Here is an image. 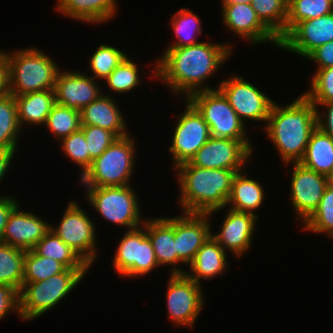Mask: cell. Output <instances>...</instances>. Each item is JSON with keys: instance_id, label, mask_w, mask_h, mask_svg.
Returning <instances> with one entry per match:
<instances>
[{"instance_id": "1", "label": "cell", "mask_w": 333, "mask_h": 333, "mask_svg": "<svg viewBox=\"0 0 333 333\" xmlns=\"http://www.w3.org/2000/svg\"><path fill=\"white\" fill-rule=\"evenodd\" d=\"M229 43L200 42L187 47L167 48L154 66V75L165 82L172 92L183 94L185 100L192 94L213 90L203 84L224 61L230 58Z\"/></svg>"}, {"instance_id": "2", "label": "cell", "mask_w": 333, "mask_h": 333, "mask_svg": "<svg viewBox=\"0 0 333 333\" xmlns=\"http://www.w3.org/2000/svg\"><path fill=\"white\" fill-rule=\"evenodd\" d=\"M266 123L265 133L282 162L285 165L300 162L310 136L317 128L316 106L304 94L284 107L274 101Z\"/></svg>"}, {"instance_id": "3", "label": "cell", "mask_w": 333, "mask_h": 333, "mask_svg": "<svg viewBox=\"0 0 333 333\" xmlns=\"http://www.w3.org/2000/svg\"><path fill=\"white\" fill-rule=\"evenodd\" d=\"M180 188L179 204L186 213L208 215L226 208L235 174L243 170L200 168L189 162L175 167Z\"/></svg>"}, {"instance_id": "4", "label": "cell", "mask_w": 333, "mask_h": 333, "mask_svg": "<svg viewBox=\"0 0 333 333\" xmlns=\"http://www.w3.org/2000/svg\"><path fill=\"white\" fill-rule=\"evenodd\" d=\"M7 56L12 96L54 89L60 68L50 56L33 47L7 52Z\"/></svg>"}, {"instance_id": "5", "label": "cell", "mask_w": 333, "mask_h": 333, "mask_svg": "<svg viewBox=\"0 0 333 333\" xmlns=\"http://www.w3.org/2000/svg\"><path fill=\"white\" fill-rule=\"evenodd\" d=\"M89 269H65L46 280L22 285L19 291V317L34 320L55 307L84 278Z\"/></svg>"}, {"instance_id": "6", "label": "cell", "mask_w": 333, "mask_h": 333, "mask_svg": "<svg viewBox=\"0 0 333 333\" xmlns=\"http://www.w3.org/2000/svg\"><path fill=\"white\" fill-rule=\"evenodd\" d=\"M129 134L117 138L80 177L84 187H111L131 185L135 159V140Z\"/></svg>"}, {"instance_id": "7", "label": "cell", "mask_w": 333, "mask_h": 333, "mask_svg": "<svg viewBox=\"0 0 333 333\" xmlns=\"http://www.w3.org/2000/svg\"><path fill=\"white\" fill-rule=\"evenodd\" d=\"M86 188L88 203L103 219L127 230L143 225L138 196L131 185Z\"/></svg>"}, {"instance_id": "8", "label": "cell", "mask_w": 333, "mask_h": 333, "mask_svg": "<svg viewBox=\"0 0 333 333\" xmlns=\"http://www.w3.org/2000/svg\"><path fill=\"white\" fill-rule=\"evenodd\" d=\"M186 100L208 124L211 137L250 140L246 135V124L240 120L218 88L196 92Z\"/></svg>"}, {"instance_id": "9", "label": "cell", "mask_w": 333, "mask_h": 333, "mask_svg": "<svg viewBox=\"0 0 333 333\" xmlns=\"http://www.w3.org/2000/svg\"><path fill=\"white\" fill-rule=\"evenodd\" d=\"M115 252L112 266L124 277H142L159 267L146 233V219L142 226L125 232Z\"/></svg>"}, {"instance_id": "10", "label": "cell", "mask_w": 333, "mask_h": 333, "mask_svg": "<svg viewBox=\"0 0 333 333\" xmlns=\"http://www.w3.org/2000/svg\"><path fill=\"white\" fill-rule=\"evenodd\" d=\"M69 203L59 226L50 225V231L71 247L89 267H92L97 258L95 223L91 221L87 212L80 208L78 202Z\"/></svg>"}, {"instance_id": "11", "label": "cell", "mask_w": 333, "mask_h": 333, "mask_svg": "<svg viewBox=\"0 0 333 333\" xmlns=\"http://www.w3.org/2000/svg\"><path fill=\"white\" fill-rule=\"evenodd\" d=\"M169 277L166 288L168 317L175 326L193 327L203 308L202 286L186 274H171Z\"/></svg>"}, {"instance_id": "12", "label": "cell", "mask_w": 333, "mask_h": 333, "mask_svg": "<svg viewBox=\"0 0 333 333\" xmlns=\"http://www.w3.org/2000/svg\"><path fill=\"white\" fill-rule=\"evenodd\" d=\"M249 141L211 137L189 163L200 168L244 170L254 151Z\"/></svg>"}, {"instance_id": "13", "label": "cell", "mask_w": 333, "mask_h": 333, "mask_svg": "<svg viewBox=\"0 0 333 333\" xmlns=\"http://www.w3.org/2000/svg\"><path fill=\"white\" fill-rule=\"evenodd\" d=\"M217 88L244 124V119L264 122L268 120L274 102L243 77L233 74L229 79L222 80Z\"/></svg>"}, {"instance_id": "14", "label": "cell", "mask_w": 333, "mask_h": 333, "mask_svg": "<svg viewBox=\"0 0 333 333\" xmlns=\"http://www.w3.org/2000/svg\"><path fill=\"white\" fill-rule=\"evenodd\" d=\"M185 110L178 115L174 129L172 153L174 167L189 162L195 153L211 138L210 127L198 111L185 100Z\"/></svg>"}, {"instance_id": "15", "label": "cell", "mask_w": 333, "mask_h": 333, "mask_svg": "<svg viewBox=\"0 0 333 333\" xmlns=\"http://www.w3.org/2000/svg\"><path fill=\"white\" fill-rule=\"evenodd\" d=\"M291 179V203L297 220L304 223L317 209L329 184L328 177L313 171L299 162H293Z\"/></svg>"}, {"instance_id": "16", "label": "cell", "mask_w": 333, "mask_h": 333, "mask_svg": "<svg viewBox=\"0 0 333 333\" xmlns=\"http://www.w3.org/2000/svg\"><path fill=\"white\" fill-rule=\"evenodd\" d=\"M333 41V12L298 22L281 40L279 49L307 58L315 49Z\"/></svg>"}, {"instance_id": "17", "label": "cell", "mask_w": 333, "mask_h": 333, "mask_svg": "<svg viewBox=\"0 0 333 333\" xmlns=\"http://www.w3.org/2000/svg\"><path fill=\"white\" fill-rule=\"evenodd\" d=\"M207 213H186L174 217L177 264H191L196 253L211 236L212 227Z\"/></svg>"}, {"instance_id": "18", "label": "cell", "mask_w": 333, "mask_h": 333, "mask_svg": "<svg viewBox=\"0 0 333 333\" xmlns=\"http://www.w3.org/2000/svg\"><path fill=\"white\" fill-rule=\"evenodd\" d=\"M222 21L235 35L252 44L270 42L280 46V40L261 22L251 4H221Z\"/></svg>"}, {"instance_id": "19", "label": "cell", "mask_w": 333, "mask_h": 333, "mask_svg": "<svg viewBox=\"0 0 333 333\" xmlns=\"http://www.w3.org/2000/svg\"><path fill=\"white\" fill-rule=\"evenodd\" d=\"M92 76L74 71H59L54 92L56 103L82 110L102 93L100 85Z\"/></svg>"}, {"instance_id": "20", "label": "cell", "mask_w": 333, "mask_h": 333, "mask_svg": "<svg viewBox=\"0 0 333 333\" xmlns=\"http://www.w3.org/2000/svg\"><path fill=\"white\" fill-rule=\"evenodd\" d=\"M258 218L257 214L230 209L223 219L218 234L211 233V236L225 251L229 250L239 258L251 247Z\"/></svg>"}, {"instance_id": "21", "label": "cell", "mask_w": 333, "mask_h": 333, "mask_svg": "<svg viewBox=\"0 0 333 333\" xmlns=\"http://www.w3.org/2000/svg\"><path fill=\"white\" fill-rule=\"evenodd\" d=\"M18 205L10 214L5 226L2 243L32 250L34 246L50 231L49 223L32 212L20 211Z\"/></svg>"}, {"instance_id": "22", "label": "cell", "mask_w": 333, "mask_h": 333, "mask_svg": "<svg viewBox=\"0 0 333 333\" xmlns=\"http://www.w3.org/2000/svg\"><path fill=\"white\" fill-rule=\"evenodd\" d=\"M146 233L155 252L158 265H174L171 274H185L187 271L178 268L176 240H174V217L146 219ZM177 267V268H176Z\"/></svg>"}, {"instance_id": "23", "label": "cell", "mask_w": 333, "mask_h": 333, "mask_svg": "<svg viewBox=\"0 0 333 333\" xmlns=\"http://www.w3.org/2000/svg\"><path fill=\"white\" fill-rule=\"evenodd\" d=\"M118 107L110 95L101 94L80 111L81 125L101 127L113 132L118 138L127 136L126 123Z\"/></svg>"}, {"instance_id": "24", "label": "cell", "mask_w": 333, "mask_h": 333, "mask_svg": "<svg viewBox=\"0 0 333 333\" xmlns=\"http://www.w3.org/2000/svg\"><path fill=\"white\" fill-rule=\"evenodd\" d=\"M226 254V251L210 236L189 265L190 272L185 274L200 285H202L201 279L211 280L217 275L225 274L230 266Z\"/></svg>"}, {"instance_id": "25", "label": "cell", "mask_w": 333, "mask_h": 333, "mask_svg": "<svg viewBox=\"0 0 333 333\" xmlns=\"http://www.w3.org/2000/svg\"><path fill=\"white\" fill-rule=\"evenodd\" d=\"M17 105L18 122L21 128L24 124L45 125L51 109L56 104L54 89L30 92L14 96Z\"/></svg>"}, {"instance_id": "26", "label": "cell", "mask_w": 333, "mask_h": 333, "mask_svg": "<svg viewBox=\"0 0 333 333\" xmlns=\"http://www.w3.org/2000/svg\"><path fill=\"white\" fill-rule=\"evenodd\" d=\"M58 11L80 22L101 24L117 13V0H67Z\"/></svg>"}, {"instance_id": "27", "label": "cell", "mask_w": 333, "mask_h": 333, "mask_svg": "<svg viewBox=\"0 0 333 333\" xmlns=\"http://www.w3.org/2000/svg\"><path fill=\"white\" fill-rule=\"evenodd\" d=\"M243 173L239 171L235 174L226 207L230 206L229 209L255 214L254 211L263 204L264 189L257 182L258 180L247 178Z\"/></svg>"}, {"instance_id": "28", "label": "cell", "mask_w": 333, "mask_h": 333, "mask_svg": "<svg viewBox=\"0 0 333 333\" xmlns=\"http://www.w3.org/2000/svg\"><path fill=\"white\" fill-rule=\"evenodd\" d=\"M299 163L329 177L333 171V138L317 127L312 132L305 154Z\"/></svg>"}, {"instance_id": "29", "label": "cell", "mask_w": 333, "mask_h": 333, "mask_svg": "<svg viewBox=\"0 0 333 333\" xmlns=\"http://www.w3.org/2000/svg\"><path fill=\"white\" fill-rule=\"evenodd\" d=\"M32 250L39 256L62 263L67 269H90L78 254L52 231H49Z\"/></svg>"}, {"instance_id": "30", "label": "cell", "mask_w": 333, "mask_h": 333, "mask_svg": "<svg viewBox=\"0 0 333 333\" xmlns=\"http://www.w3.org/2000/svg\"><path fill=\"white\" fill-rule=\"evenodd\" d=\"M26 250L0 243V284L11 285L20 291L24 278Z\"/></svg>"}, {"instance_id": "31", "label": "cell", "mask_w": 333, "mask_h": 333, "mask_svg": "<svg viewBox=\"0 0 333 333\" xmlns=\"http://www.w3.org/2000/svg\"><path fill=\"white\" fill-rule=\"evenodd\" d=\"M261 22L279 39L286 35L288 0H252Z\"/></svg>"}, {"instance_id": "32", "label": "cell", "mask_w": 333, "mask_h": 333, "mask_svg": "<svg viewBox=\"0 0 333 333\" xmlns=\"http://www.w3.org/2000/svg\"><path fill=\"white\" fill-rule=\"evenodd\" d=\"M20 130L16 101L8 93L0 98V149H17Z\"/></svg>"}, {"instance_id": "33", "label": "cell", "mask_w": 333, "mask_h": 333, "mask_svg": "<svg viewBox=\"0 0 333 333\" xmlns=\"http://www.w3.org/2000/svg\"><path fill=\"white\" fill-rule=\"evenodd\" d=\"M333 12V0H288L286 34L298 23Z\"/></svg>"}, {"instance_id": "34", "label": "cell", "mask_w": 333, "mask_h": 333, "mask_svg": "<svg viewBox=\"0 0 333 333\" xmlns=\"http://www.w3.org/2000/svg\"><path fill=\"white\" fill-rule=\"evenodd\" d=\"M171 24L177 42L168 48L187 47L199 43L196 36L202 33L201 21L190 9L181 8L175 15L173 14Z\"/></svg>"}, {"instance_id": "35", "label": "cell", "mask_w": 333, "mask_h": 333, "mask_svg": "<svg viewBox=\"0 0 333 333\" xmlns=\"http://www.w3.org/2000/svg\"><path fill=\"white\" fill-rule=\"evenodd\" d=\"M66 267L49 257L39 256L33 250H27L24 258V278L22 285L46 280L62 273Z\"/></svg>"}, {"instance_id": "36", "label": "cell", "mask_w": 333, "mask_h": 333, "mask_svg": "<svg viewBox=\"0 0 333 333\" xmlns=\"http://www.w3.org/2000/svg\"><path fill=\"white\" fill-rule=\"evenodd\" d=\"M45 126L61 140L81 129L80 110L55 104L47 117Z\"/></svg>"}, {"instance_id": "37", "label": "cell", "mask_w": 333, "mask_h": 333, "mask_svg": "<svg viewBox=\"0 0 333 333\" xmlns=\"http://www.w3.org/2000/svg\"><path fill=\"white\" fill-rule=\"evenodd\" d=\"M302 226L303 230L319 234L327 233L333 238V185L328 184L317 209Z\"/></svg>"}, {"instance_id": "38", "label": "cell", "mask_w": 333, "mask_h": 333, "mask_svg": "<svg viewBox=\"0 0 333 333\" xmlns=\"http://www.w3.org/2000/svg\"><path fill=\"white\" fill-rule=\"evenodd\" d=\"M127 56L116 47L101 44L89 60L92 77L104 81Z\"/></svg>"}, {"instance_id": "39", "label": "cell", "mask_w": 333, "mask_h": 333, "mask_svg": "<svg viewBox=\"0 0 333 333\" xmlns=\"http://www.w3.org/2000/svg\"><path fill=\"white\" fill-rule=\"evenodd\" d=\"M139 68L129 55L104 79L112 92L126 93L141 84Z\"/></svg>"}, {"instance_id": "40", "label": "cell", "mask_w": 333, "mask_h": 333, "mask_svg": "<svg viewBox=\"0 0 333 333\" xmlns=\"http://www.w3.org/2000/svg\"><path fill=\"white\" fill-rule=\"evenodd\" d=\"M63 153L81 167L80 177L89 169V151L85 135L80 129L61 139Z\"/></svg>"}, {"instance_id": "41", "label": "cell", "mask_w": 333, "mask_h": 333, "mask_svg": "<svg viewBox=\"0 0 333 333\" xmlns=\"http://www.w3.org/2000/svg\"><path fill=\"white\" fill-rule=\"evenodd\" d=\"M310 90L303 94L313 103L333 102V66L317 69L312 77Z\"/></svg>"}, {"instance_id": "42", "label": "cell", "mask_w": 333, "mask_h": 333, "mask_svg": "<svg viewBox=\"0 0 333 333\" xmlns=\"http://www.w3.org/2000/svg\"><path fill=\"white\" fill-rule=\"evenodd\" d=\"M88 151H89V168L92 162L98 158L118 137L109 130L93 125H81Z\"/></svg>"}, {"instance_id": "43", "label": "cell", "mask_w": 333, "mask_h": 333, "mask_svg": "<svg viewBox=\"0 0 333 333\" xmlns=\"http://www.w3.org/2000/svg\"><path fill=\"white\" fill-rule=\"evenodd\" d=\"M10 312L19 314V291L11 285L0 284V320Z\"/></svg>"}, {"instance_id": "44", "label": "cell", "mask_w": 333, "mask_h": 333, "mask_svg": "<svg viewBox=\"0 0 333 333\" xmlns=\"http://www.w3.org/2000/svg\"><path fill=\"white\" fill-rule=\"evenodd\" d=\"M307 59L317 63V69H325L333 66V41L315 49Z\"/></svg>"}, {"instance_id": "45", "label": "cell", "mask_w": 333, "mask_h": 333, "mask_svg": "<svg viewBox=\"0 0 333 333\" xmlns=\"http://www.w3.org/2000/svg\"><path fill=\"white\" fill-rule=\"evenodd\" d=\"M313 104L316 106L317 127L333 138V102ZM318 106H324L325 108L327 107V112H325V115L320 113Z\"/></svg>"}, {"instance_id": "46", "label": "cell", "mask_w": 333, "mask_h": 333, "mask_svg": "<svg viewBox=\"0 0 333 333\" xmlns=\"http://www.w3.org/2000/svg\"><path fill=\"white\" fill-rule=\"evenodd\" d=\"M8 196L9 195H4L0 197V243H2L5 226L8 222L9 216L19 205L15 197Z\"/></svg>"}, {"instance_id": "47", "label": "cell", "mask_w": 333, "mask_h": 333, "mask_svg": "<svg viewBox=\"0 0 333 333\" xmlns=\"http://www.w3.org/2000/svg\"><path fill=\"white\" fill-rule=\"evenodd\" d=\"M9 93V59L7 51H0V98Z\"/></svg>"}, {"instance_id": "48", "label": "cell", "mask_w": 333, "mask_h": 333, "mask_svg": "<svg viewBox=\"0 0 333 333\" xmlns=\"http://www.w3.org/2000/svg\"><path fill=\"white\" fill-rule=\"evenodd\" d=\"M17 149H0V182L8 172Z\"/></svg>"}, {"instance_id": "49", "label": "cell", "mask_w": 333, "mask_h": 333, "mask_svg": "<svg viewBox=\"0 0 333 333\" xmlns=\"http://www.w3.org/2000/svg\"><path fill=\"white\" fill-rule=\"evenodd\" d=\"M222 4H236V3H247L251 4L252 0H222Z\"/></svg>"}, {"instance_id": "50", "label": "cell", "mask_w": 333, "mask_h": 333, "mask_svg": "<svg viewBox=\"0 0 333 333\" xmlns=\"http://www.w3.org/2000/svg\"><path fill=\"white\" fill-rule=\"evenodd\" d=\"M67 0H57V7L55 9H59Z\"/></svg>"}, {"instance_id": "51", "label": "cell", "mask_w": 333, "mask_h": 333, "mask_svg": "<svg viewBox=\"0 0 333 333\" xmlns=\"http://www.w3.org/2000/svg\"><path fill=\"white\" fill-rule=\"evenodd\" d=\"M328 180H329V183H330L331 185H333V171H332L331 174L329 175Z\"/></svg>"}]
</instances>
